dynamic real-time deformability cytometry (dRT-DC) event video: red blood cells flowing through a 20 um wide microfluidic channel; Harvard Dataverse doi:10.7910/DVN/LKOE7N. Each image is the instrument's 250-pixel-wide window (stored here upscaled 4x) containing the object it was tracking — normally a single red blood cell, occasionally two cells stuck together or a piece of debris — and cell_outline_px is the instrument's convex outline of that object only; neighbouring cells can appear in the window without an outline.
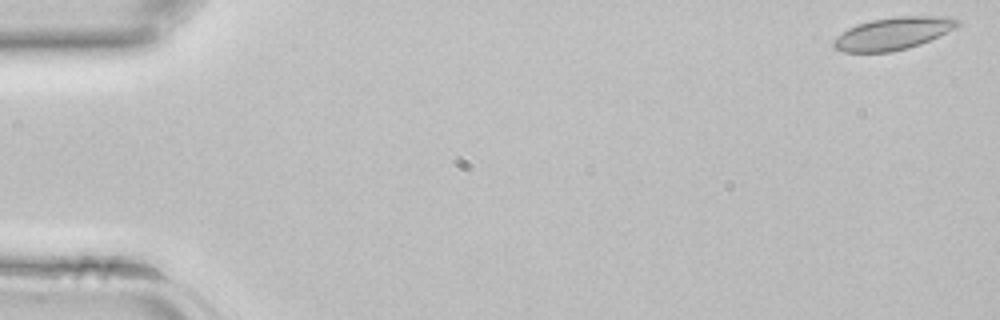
{"species": "common noctule bat (a hibernating species)", "species_latin": "Nyctalus noctula", "temperature_condition": "room temperature", "stored_images_in_passage": 42, "camera_frame_rate_fps": 3000, "um_per_image_px": 0.085, "animal": {"sex": "female", "body_mass_g": 22.7, "forearm_length_mm": 54.2}, "frame": {"image": 1, "passage_image": 1, "time_ms": 0.0, "image_size_px": [1000, 320], "cell_outline_px": [[960, 24], [956, 28], [920, 44], [908, 48], [892, 52], [844, 52], [832, 48], [832, 40], [836, 36], [848, 28], [856, 24], [872, 20], [896, 16], [948, 16], [960, 20]], "centroid_in_image_um": [75.89, 2.84], "position_along_channel_um": 9.1, "area_um2": 23.64}}
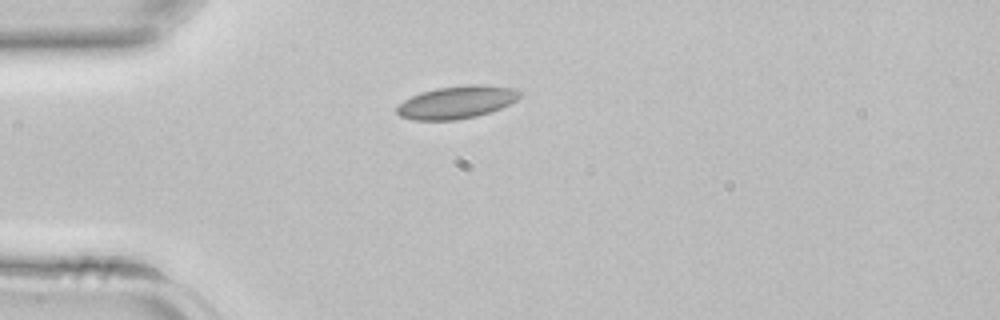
{"frame": {"image": 2, "passage_image": 11, "time_ms": 3.333, "image_size_px": [1000, 320], "cell_outline_px": [[520, 96], [516, 100], [500, 108], [476, 116], [456, 120], [412, 120], [400, 116], [396, 112], [396, 108], [404, 100], [420, 92], [436, 88], [468, 84], [484, 84], [512, 88], [520, 92]], "centroid_in_image_um": [38.79, 8.68], "position_along_channel_um": 46.2, "area_um2": 23.29}}
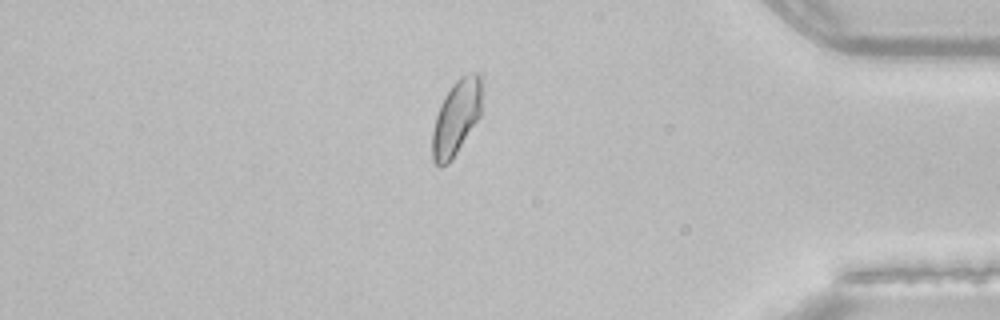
{"frame": {"image": 3, "passage_image": 36, "time_ms": 11.667, "image_size_px": [1000, 320], "cell_outline_px": [[480, 116], [452, 160], [448, 164], [440, 168], [432, 160], [432, 132], [436, 116], [440, 104], [444, 96], [452, 84], [460, 76], [472, 72], [476, 72], [480, 76]], "centroid_in_image_um": [38.75, 10.02], "position_along_channel_um": 396.5, "area_um2": 21.56}}